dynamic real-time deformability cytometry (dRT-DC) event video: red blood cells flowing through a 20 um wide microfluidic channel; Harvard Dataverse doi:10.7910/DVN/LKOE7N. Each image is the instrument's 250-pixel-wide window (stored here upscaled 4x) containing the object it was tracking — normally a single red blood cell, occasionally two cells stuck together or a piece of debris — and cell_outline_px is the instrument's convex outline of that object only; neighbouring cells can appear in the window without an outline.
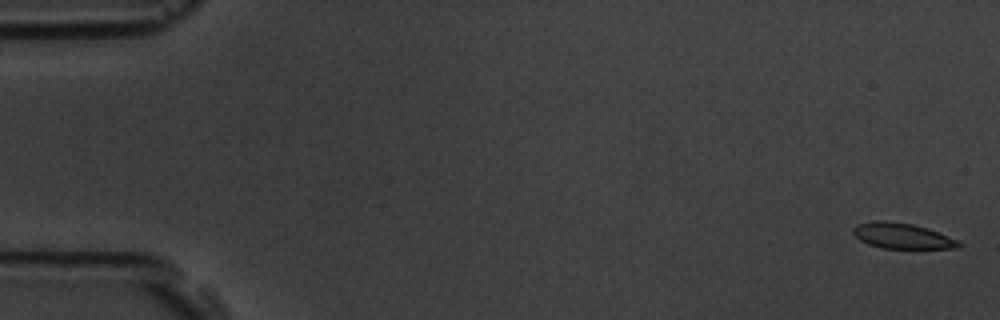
{"species": "common noctule bat (a hibernating species)", "species_latin": "Nyctalus noctula", "temperature_condition": "room temperature", "stored_images_in_passage": 5, "camera_frame_rate_fps": 3000, "um_per_image_px": 0.085, "animal": {"sex": "male", "body_mass_g": 19.5, "forearm_length_mm": 54.6}, "frame": {"image": 1, "passage_image": 1, "time_ms": 0.0, "image_size_px": [1000, 320], "cell_outline_px": [[960, 248], [880, 248], [868, 244], [860, 240], [852, 232], [852, 228], [856, 224], [876, 220], [884, 220], [912, 224], [928, 228], [956, 240], [960, 244]], "centroid_in_image_um": [76.62, 20.04], "position_along_channel_um": 8.4, "area_um2": 15.61}}
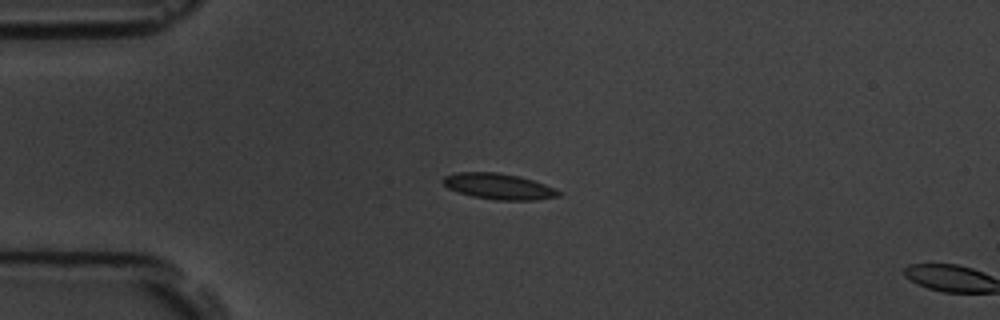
{"frame": {"image": 2, "passage_image": 4, "time_ms": 4.333, "image_size_px": [1000, 320], "cell_outline_px": [[560, 196], [536, 200], [496, 200], [472, 196], [448, 188], [440, 180], [444, 176], [456, 172], [496, 172], [520, 176], [556, 188], [560, 192]], "centroid_in_image_um": [42.38, 15.84], "position_along_channel_um": 42.6, "area_um2": 17.46}}